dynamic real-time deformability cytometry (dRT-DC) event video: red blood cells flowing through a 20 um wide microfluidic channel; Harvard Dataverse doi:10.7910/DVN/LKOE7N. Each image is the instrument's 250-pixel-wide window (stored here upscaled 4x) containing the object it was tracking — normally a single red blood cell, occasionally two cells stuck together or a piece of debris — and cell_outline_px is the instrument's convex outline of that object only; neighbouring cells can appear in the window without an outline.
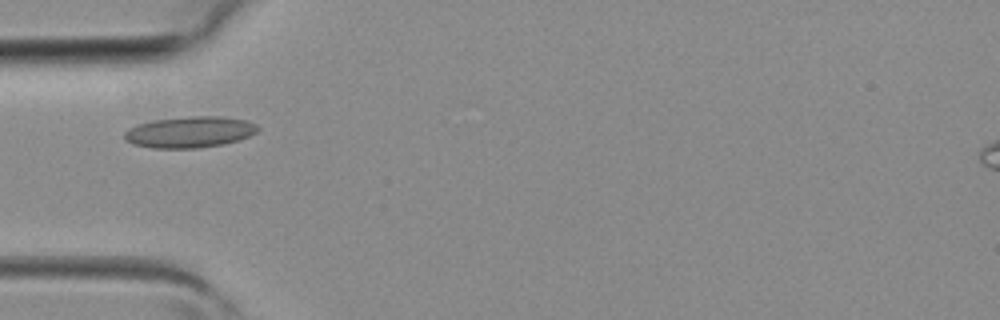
{"species": "common noctule bat (a hibernating species)", "species_latin": "Nyctalus noctula", "temperature_condition": "room temperature", "stored_images_in_passage": 2, "camera_frame_rate_fps": 3000, "um_per_image_px": 0.085, "animal": {"sex": "female", "body_mass_g": 19.3, "forearm_length_mm": 54.1}, "frame": {"image": 1, "passage_image": 2, "time_ms": 0.333, "image_size_px": [1000, 320], "cell_outline_px": [[260, 128], [256, 132], [248, 136], [224, 144], [200, 148], [152, 148], [132, 144], [124, 140], [124, 132], [128, 128], [140, 124], [156, 120], [192, 116], [220, 116], [244, 120], [256, 124]], "centroid_in_image_um": [16.1, 11.23], "position_along_channel_um": 68.9, "area_um2": 24.1}}